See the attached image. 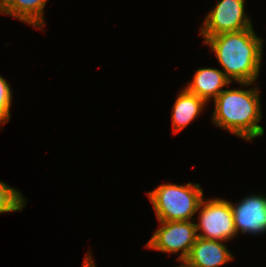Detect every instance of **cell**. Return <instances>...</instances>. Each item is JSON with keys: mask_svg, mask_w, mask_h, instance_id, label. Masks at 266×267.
I'll return each instance as SVG.
<instances>
[{"mask_svg": "<svg viewBox=\"0 0 266 267\" xmlns=\"http://www.w3.org/2000/svg\"><path fill=\"white\" fill-rule=\"evenodd\" d=\"M216 54L226 77L239 85L250 86L259 76L263 57V39L252 28L222 33L204 39Z\"/></svg>", "mask_w": 266, "mask_h": 267, "instance_id": "6da1fadb", "label": "cell"}, {"mask_svg": "<svg viewBox=\"0 0 266 267\" xmlns=\"http://www.w3.org/2000/svg\"><path fill=\"white\" fill-rule=\"evenodd\" d=\"M212 123L252 141L264 134L259 87L223 90L214 100Z\"/></svg>", "mask_w": 266, "mask_h": 267, "instance_id": "7a4b0ae2", "label": "cell"}, {"mask_svg": "<svg viewBox=\"0 0 266 267\" xmlns=\"http://www.w3.org/2000/svg\"><path fill=\"white\" fill-rule=\"evenodd\" d=\"M147 195L158 221L195 220L193 216L204 198L200 184L191 182L186 185L161 184Z\"/></svg>", "mask_w": 266, "mask_h": 267, "instance_id": "3957f363", "label": "cell"}, {"mask_svg": "<svg viewBox=\"0 0 266 267\" xmlns=\"http://www.w3.org/2000/svg\"><path fill=\"white\" fill-rule=\"evenodd\" d=\"M197 211V237L226 242L237 235L230 201L220 198L206 201L202 199Z\"/></svg>", "mask_w": 266, "mask_h": 267, "instance_id": "277c9868", "label": "cell"}, {"mask_svg": "<svg viewBox=\"0 0 266 267\" xmlns=\"http://www.w3.org/2000/svg\"><path fill=\"white\" fill-rule=\"evenodd\" d=\"M160 228L156 229L146 248L165 253H178L179 262H184L190 254L197 239L194 220L188 221H159Z\"/></svg>", "mask_w": 266, "mask_h": 267, "instance_id": "5b68a950", "label": "cell"}, {"mask_svg": "<svg viewBox=\"0 0 266 267\" xmlns=\"http://www.w3.org/2000/svg\"><path fill=\"white\" fill-rule=\"evenodd\" d=\"M245 0H218L204 19L200 34L204 39L222 33L238 32L252 28V22L245 14Z\"/></svg>", "mask_w": 266, "mask_h": 267, "instance_id": "8992f818", "label": "cell"}, {"mask_svg": "<svg viewBox=\"0 0 266 267\" xmlns=\"http://www.w3.org/2000/svg\"><path fill=\"white\" fill-rule=\"evenodd\" d=\"M231 208L237 234L239 231L252 235L266 233V196H247L236 204L231 203Z\"/></svg>", "mask_w": 266, "mask_h": 267, "instance_id": "52a82bcc", "label": "cell"}, {"mask_svg": "<svg viewBox=\"0 0 266 267\" xmlns=\"http://www.w3.org/2000/svg\"><path fill=\"white\" fill-rule=\"evenodd\" d=\"M223 241L197 237L184 261L189 267H220L233 260Z\"/></svg>", "mask_w": 266, "mask_h": 267, "instance_id": "ba28073f", "label": "cell"}, {"mask_svg": "<svg viewBox=\"0 0 266 267\" xmlns=\"http://www.w3.org/2000/svg\"><path fill=\"white\" fill-rule=\"evenodd\" d=\"M230 83L222 70L206 67L197 69L193 79L184 88L208 103L223 91L222 87Z\"/></svg>", "mask_w": 266, "mask_h": 267, "instance_id": "9c48e42d", "label": "cell"}, {"mask_svg": "<svg viewBox=\"0 0 266 267\" xmlns=\"http://www.w3.org/2000/svg\"><path fill=\"white\" fill-rule=\"evenodd\" d=\"M48 0H2L0 14L10 15L37 29L45 23L44 8Z\"/></svg>", "mask_w": 266, "mask_h": 267, "instance_id": "30bf717a", "label": "cell"}, {"mask_svg": "<svg viewBox=\"0 0 266 267\" xmlns=\"http://www.w3.org/2000/svg\"><path fill=\"white\" fill-rule=\"evenodd\" d=\"M208 104L197 95L188 92L185 88L180 91L172 109L173 133L183 130L204 110Z\"/></svg>", "mask_w": 266, "mask_h": 267, "instance_id": "8fae6325", "label": "cell"}, {"mask_svg": "<svg viewBox=\"0 0 266 267\" xmlns=\"http://www.w3.org/2000/svg\"><path fill=\"white\" fill-rule=\"evenodd\" d=\"M20 191L0 181V213L21 211L26 201Z\"/></svg>", "mask_w": 266, "mask_h": 267, "instance_id": "7c38bea8", "label": "cell"}, {"mask_svg": "<svg viewBox=\"0 0 266 267\" xmlns=\"http://www.w3.org/2000/svg\"><path fill=\"white\" fill-rule=\"evenodd\" d=\"M12 91L9 83L0 75V124H6L10 118Z\"/></svg>", "mask_w": 266, "mask_h": 267, "instance_id": "4fadbf2b", "label": "cell"}, {"mask_svg": "<svg viewBox=\"0 0 266 267\" xmlns=\"http://www.w3.org/2000/svg\"><path fill=\"white\" fill-rule=\"evenodd\" d=\"M93 260L94 259L92 258L91 251H90L88 252V255L86 254L82 267H95V263Z\"/></svg>", "mask_w": 266, "mask_h": 267, "instance_id": "5bb4252c", "label": "cell"}, {"mask_svg": "<svg viewBox=\"0 0 266 267\" xmlns=\"http://www.w3.org/2000/svg\"><path fill=\"white\" fill-rule=\"evenodd\" d=\"M176 267V266H175ZM178 267H189L185 262H181V265Z\"/></svg>", "mask_w": 266, "mask_h": 267, "instance_id": "9a60e30c", "label": "cell"}]
</instances>
